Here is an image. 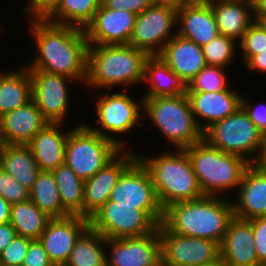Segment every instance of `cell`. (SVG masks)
<instances>
[{"label": "cell", "mask_w": 266, "mask_h": 266, "mask_svg": "<svg viewBox=\"0 0 266 266\" xmlns=\"http://www.w3.org/2000/svg\"><path fill=\"white\" fill-rule=\"evenodd\" d=\"M225 1H230V2H241V3H245L248 5H254L255 0H225Z\"/></svg>", "instance_id": "52"}, {"label": "cell", "mask_w": 266, "mask_h": 266, "mask_svg": "<svg viewBox=\"0 0 266 266\" xmlns=\"http://www.w3.org/2000/svg\"><path fill=\"white\" fill-rule=\"evenodd\" d=\"M50 219L30 199L11 206L10 224L17 235L38 240Z\"/></svg>", "instance_id": "33"}, {"label": "cell", "mask_w": 266, "mask_h": 266, "mask_svg": "<svg viewBox=\"0 0 266 266\" xmlns=\"http://www.w3.org/2000/svg\"><path fill=\"white\" fill-rule=\"evenodd\" d=\"M52 173L60 192L63 209L69 215L84 217V180L65 163Z\"/></svg>", "instance_id": "31"}, {"label": "cell", "mask_w": 266, "mask_h": 266, "mask_svg": "<svg viewBox=\"0 0 266 266\" xmlns=\"http://www.w3.org/2000/svg\"><path fill=\"white\" fill-rule=\"evenodd\" d=\"M238 52L242 56V62L245 64L253 55L260 54L266 50V31L254 21L242 39L238 42Z\"/></svg>", "instance_id": "37"}, {"label": "cell", "mask_w": 266, "mask_h": 266, "mask_svg": "<svg viewBox=\"0 0 266 266\" xmlns=\"http://www.w3.org/2000/svg\"><path fill=\"white\" fill-rule=\"evenodd\" d=\"M89 227V219L68 215L51 218L39 237L54 266H64L79 236Z\"/></svg>", "instance_id": "16"}, {"label": "cell", "mask_w": 266, "mask_h": 266, "mask_svg": "<svg viewBox=\"0 0 266 266\" xmlns=\"http://www.w3.org/2000/svg\"><path fill=\"white\" fill-rule=\"evenodd\" d=\"M200 266H229L225 260L220 256L216 260L200 265Z\"/></svg>", "instance_id": "50"}, {"label": "cell", "mask_w": 266, "mask_h": 266, "mask_svg": "<svg viewBox=\"0 0 266 266\" xmlns=\"http://www.w3.org/2000/svg\"><path fill=\"white\" fill-rule=\"evenodd\" d=\"M17 233L10 222L0 225V253L12 242Z\"/></svg>", "instance_id": "46"}, {"label": "cell", "mask_w": 266, "mask_h": 266, "mask_svg": "<svg viewBox=\"0 0 266 266\" xmlns=\"http://www.w3.org/2000/svg\"><path fill=\"white\" fill-rule=\"evenodd\" d=\"M196 123L204 132L241 107L242 94L230 88L218 92H187ZM202 120H200V119Z\"/></svg>", "instance_id": "20"}, {"label": "cell", "mask_w": 266, "mask_h": 266, "mask_svg": "<svg viewBox=\"0 0 266 266\" xmlns=\"http://www.w3.org/2000/svg\"><path fill=\"white\" fill-rule=\"evenodd\" d=\"M48 123L36 103L31 100L0 117L1 142L27 145Z\"/></svg>", "instance_id": "22"}, {"label": "cell", "mask_w": 266, "mask_h": 266, "mask_svg": "<svg viewBox=\"0 0 266 266\" xmlns=\"http://www.w3.org/2000/svg\"><path fill=\"white\" fill-rule=\"evenodd\" d=\"M177 8L176 3L156 1L137 15L129 45L149 56H158L177 34Z\"/></svg>", "instance_id": "11"}, {"label": "cell", "mask_w": 266, "mask_h": 266, "mask_svg": "<svg viewBox=\"0 0 266 266\" xmlns=\"http://www.w3.org/2000/svg\"><path fill=\"white\" fill-rule=\"evenodd\" d=\"M156 0H102V4L113 10H127L139 15L145 9L152 6Z\"/></svg>", "instance_id": "44"}, {"label": "cell", "mask_w": 266, "mask_h": 266, "mask_svg": "<svg viewBox=\"0 0 266 266\" xmlns=\"http://www.w3.org/2000/svg\"><path fill=\"white\" fill-rule=\"evenodd\" d=\"M252 225L259 264L266 266V216L248 220Z\"/></svg>", "instance_id": "41"}, {"label": "cell", "mask_w": 266, "mask_h": 266, "mask_svg": "<svg viewBox=\"0 0 266 266\" xmlns=\"http://www.w3.org/2000/svg\"><path fill=\"white\" fill-rule=\"evenodd\" d=\"M207 1L212 8L219 33L239 42L254 22L253 6L225 0Z\"/></svg>", "instance_id": "27"}, {"label": "cell", "mask_w": 266, "mask_h": 266, "mask_svg": "<svg viewBox=\"0 0 266 266\" xmlns=\"http://www.w3.org/2000/svg\"><path fill=\"white\" fill-rule=\"evenodd\" d=\"M143 114L175 149H185L203 140L187 94L143 98Z\"/></svg>", "instance_id": "6"}, {"label": "cell", "mask_w": 266, "mask_h": 266, "mask_svg": "<svg viewBox=\"0 0 266 266\" xmlns=\"http://www.w3.org/2000/svg\"><path fill=\"white\" fill-rule=\"evenodd\" d=\"M220 256L229 266H261L255 250L252 225L234 216L220 244Z\"/></svg>", "instance_id": "23"}, {"label": "cell", "mask_w": 266, "mask_h": 266, "mask_svg": "<svg viewBox=\"0 0 266 266\" xmlns=\"http://www.w3.org/2000/svg\"><path fill=\"white\" fill-rule=\"evenodd\" d=\"M32 83V100L49 123H65L69 111V86L75 81L42 70H28Z\"/></svg>", "instance_id": "13"}, {"label": "cell", "mask_w": 266, "mask_h": 266, "mask_svg": "<svg viewBox=\"0 0 266 266\" xmlns=\"http://www.w3.org/2000/svg\"><path fill=\"white\" fill-rule=\"evenodd\" d=\"M244 95H242L241 107L248 114L249 119L258 127V129L266 134V103L248 102ZM256 104V105H255Z\"/></svg>", "instance_id": "43"}, {"label": "cell", "mask_w": 266, "mask_h": 266, "mask_svg": "<svg viewBox=\"0 0 266 266\" xmlns=\"http://www.w3.org/2000/svg\"><path fill=\"white\" fill-rule=\"evenodd\" d=\"M245 69L255 70V72H260V74H266V50L260 52V54L253 55L246 63Z\"/></svg>", "instance_id": "45"}, {"label": "cell", "mask_w": 266, "mask_h": 266, "mask_svg": "<svg viewBox=\"0 0 266 266\" xmlns=\"http://www.w3.org/2000/svg\"><path fill=\"white\" fill-rule=\"evenodd\" d=\"M11 204L0 196V225L10 222Z\"/></svg>", "instance_id": "47"}, {"label": "cell", "mask_w": 266, "mask_h": 266, "mask_svg": "<svg viewBox=\"0 0 266 266\" xmlns=\"http://www.w3.org/2000/svg\"><path fill=\"white\" fill-rule=\"evenodd\" d=\"M227 68L206 65L188 84L187 92H218L226 90L230 85ZM227 74V75H226Z\"/></svg>", "instance_id": "36"}, {"label": "cell", "mask_w": 266, "mask_h": 266, "mask_svg": "<svg viewBox=\"0 0 266 266\" xmlns=\"http://www.w3.org/2000/svg\"><path fill=\"white\" fill-rule=\"evenodd\" d=\"M259 16H266V0H255V3L253 5L254 21Z\"/></svg>", "instance_id": "48"}, {"label": "cell", "mask_w": 266, "mask_h": 266, "mask_svg": "<svg viewBox=\"0 0 266 266\" xmlns=\"http://www.w3.org/2000/svg\"><path fill=\"white\" fill-rule=\"evenodd\" d=\"M0 167L29 191L41 172L28 145L2 144Z\"/></svg>", "instance_id": "28"}, {"label": "cell", "mask_w": 266, "mask_h": 266, "mask_svg": "<svg viewBox=\"0 0 266 266\" xmlns=\"http://www.w3.org/2000/svg\"><path fill=\"white\" fill-rule=\"evenodd\" d=\"M137 15L127 10H113L103 4L96 11L92 22L85 28L88 44H129Z\"/></svg>", "instance_id": "17"}, {"label": "cell", "mask_w": 266, "mask_h": 266, "mask_svg": "<svg viewBox=\"0 0 266 266\" xmlns=\"http://www.w3.org/2000/svg\"><path fill=\"white\" fill-rule=\"evenodd\" d=\"M106 257L107 266H161L158 227L148 235L106 239Z\"/></svg>", "instance_id": "15"}, {"label": "cell", "mask_w": 266, "mask_h": 266, "mask_svg": "<svg viewBox=\"0 0 266 266\" xmlns=\"http://www.w3.org/2000/svg\"><path fill=\"white\" fill-rule=\"evenodd\" d=\"M156 1H160V2H173V3H176V4H181L185 1H189V0H156Z\"/></svg>", "instance_id": "53"}, {"label": "cell", "mask_w": 266, "mask_h": 266, "mask_svg": "<svg viewBox=\"0 0 266 266\" xmlns=\"http://www.w3.org/2000/svg\"><path fill=\"white\" fill-rule=\"evenodd\" d=\"M126 89L121 92H113L110 94L107 91L95 100L96 126L86 124L97 134L113 141L121 149L127 147L126 141H122L120 137L126 135L131 130H134L137 125L143 123V97L139 100H134L132 96L127 94ZM141 118V119H140ZM96 127V128H95Z\"/></svg>", "instance_id": "9"}, {"label": "cell", "mask_w": 266, "mask_h": 266, "mask_svg": "<svg viewBox=\"0 0 266 266\" xmlns=\"http://www.w3.org/2000/svg\"><path fill=\"white\" fill-rule=\"evenodd\" d=\"M22 266H54L40 240H32Z\"/></svg>", "instance_id": "42"}, {"label": "cell", "mask_w": 266, "mask_h": 266, "mask_svg": "<svg viewBox=\"0 0 266 266\" xmlns=\"http://www.w3.org/2000/svg\"><path fill=\"white\" fill-rule=\"evenodd\" d=\"M63 123H48L27 144L40 171L52 172L64 164L65 145L69 131Z\"/></svg>", "instance_id": "25"}, {"label": "cell", "mask_w": 266, "mask_h": 266, "mask_svg": "<svg viewBox=\"0 0 266 266\" xmlns=\"http://www.w3.org/2000/svg\"><path fill=\"white\" fill-rule=\"evenodd\" d=\"M101 4L102 0H61L57 11L47 21L85 30Z\"/></svg>", "instance_id": "34"}, {"label": "cell", "mask_w": 266, "mask_h": 266, "mask_svg": "<svg viewBox=\"0 0 266 266\" xmlns=\"http://www.w3.org/2000/svg\"><path fill=\"white\" fill-rule=\"evenodd\" d=\"M109 200L141 211H164L148 170L136 158L120 175Z\"/></svg>", "instance_id": "14"}, {"label": "cell", "mask_w": 266, "mask_h": 266, "mask_svg": "<svg viewBox=\"0 0 266 266\" xmlns=\"http://www.w3.org/2000/svg\"><path fill=\"white\" fill-rule=\"evenodd\" d=\"M137 158L148 170L163 209L176 202L204 196L184 149L163 150L150 157L137 153Z\"/></svg>", "instance_id": "4"}, {"label": "cell", "mask_w": 266, "mask_h": 266, "mask_svg": "<svg viewBox=\"0 0 266 266\" xmlns=\"http://www.w3.org/2000/svg\"><path fill=\"white\" fill-rule=\"evenodd\" d=\"M233 218L231 199L223 196H203L166 207L162 224L170 232L186 237L209 239L221 244Z\"/></svg>", "instance_id": "2"}, {"label": "cell", "mask_w": 266, "mask_h": 266, "mask_svg": "<svg viewBox=\"0 0 266 266\" xmlns=\"http://www.w3.org/2000/svg\"><path fill=\"white\" fill-rule=\"evenodd\" d=\"M158 56L187 85L207 65L202 47L178 34L166 43Z\"/></svg>", "instance_id": "24"}, {"label": "cell", "mask_w": 266, "mask_h": 266, "mask_svg": "<svg viewBox=\"0 0 266 266\" xmlns=\"http://www.w3.org/2000/svg\"><path fill=\"white\" fill-rule=\"evenodd\" d=\"M136 154L135 151L122 149L94 176L84 181L85 218L89 219L109 200L120 175L137 158Z\"/></svg>", "instance_id": "18"}, {"label": "cell", "mask_w": 266, "mask_h": 266, "mask_svg": "<svg viewBox=\"0 0 266 266\" xmlns=\"http://www.w3.org/2000/svg\"><path fill=\"white\" fill-rule=\"evenodd\" d=\"M29 22L27 29L38 53L27 63V69L63 75L84 85L89 46L85 30L49 21Z\"/></svg>", "instance_id": "1"}, {"label": "cell", "mask_w": 266, "mask_h": 266, "mask_svg": "<svg viewBox=\"0 0 266 266\" xmlns=\"http://www.w3.org/2000/svg\"><path fill=\"white\" fill-rule=\"evenodd\" d=\"M150 56L125 45L89 44L87 51V76L84 86L97 89L126 88L141 85L144 66Z\"/></svg>", "instance_id": "3"}, {"label": "cell", "mask_w": 266, "mask_h": 266, "mask_svg": "<svg viewBox=\"0 0 266 266\" xmlns=\"http://www.w3.org/2000/svg\"><path fill=\"white\" fill-rule=\"evenodd\" d=\"M64 266H107L106 238L89 226L76 240Z\"/></svg>", "instance_id": "30"}, {"label": "cell", "mask_w": 266, "mask_h": 266, "mask_svg": "<svg viewBox=\"0 0 266 266\" xmlns=\"http://www.w3.org/2000/svg\"><path fill=\"white\" fill-rule=\"evenodd\" d=\"M254 164L266 171V134L263 137L261 151Z\"/></svg>", "instance_id": "49"}, {"label": "cell", "mask_w": 266, "mask_h": 266, "mask_svg": "<svg viewBox=\"0 0 266 266\" xmlns=\"http://www.w3.org/2000/svg\"><path fill=\"white\" fill-rule=\"evenodd\" d=\"M184 150L204 196L221 197L226 192L229 193V190L236 192L245 170L250 165L244 158L222 152L204 139Z\"/></svg>", "instance_id": "5"}, {"label": "cell", "mask_w": 266, "mask_h": 266, "mask_svg": "<svg viewBox=\"0 0 266 266\" xmlns=\"http://www.w3.org/2000/svg\"><path fill=\"white\" fill-rule=\"evenodd\" d=\"M255 21L266 31V16H259Z\"/></svg>", "instance_id": "51"}, {"label": "cell", "mask_w": 266, "mask_h": 266, "mask_svg": "<svg viewBox=\"0 0 266 266\" xmlns=\"http://www.w3.org/2000/svg\"><path fill=\"white\" fill-rule=\"evenodd\" d=\"M29 199L50 218H62L69 214L63 209L60 192L52 172L41 171L32 189Z\"/></svg>", "instance_id": "32"}, {"label": "cell", "mask_w": 266, "mask_h": 266, "mask_svg": "<svg viewBox=\"0 0 266 266\" xmlns=\"http://www.w3.org/2000/svg\"><path fill=\"white\" fill-rule=\"evenodd\" d=\"M177 34L204 46L220 33L207 0H189L178 4Z\"/></svg>", "instance_id": "19"}, {"label": "cell", "mask_w": 266, "mask_h": 266, "mask_svg": "<svg viewBox=\"0 0 266 266\" xmlns=\"http://www.w3.org/2000/svg\"><path fill=\"white\" fill-rule=\"evenodd\" d=\"M31 241L32 239L16 235L0 253L1 266H22Z\"/></svg>", "instance_id": "39"}, {"label": "cell", "mask_w": 266, "mask_h": 266, "mask_svg": "<svg viewBox=\"0 0 266 266\" xmlns=\"http://www.w3.org/2000/svg\"><path fill=\"white\" fill-rule=\"evenodd\" d=\"M161 266H200L220 257V244L204 238L186 237L158 225Z\"/></svg>", "instance_id": "12"}, {"label": "cell", "mask_w": 266, "mask_h": 266, "mask_svg": "<svg viewBox=\"0 0 266 266\" xmlns=\"http://www.w3.org/2000/svg\"><path fill=\"white\" fill-rule=\"evenodd\" d=\"M143 84L148 86L142 97L179 96L187 94L188 85L159 57L150 56L144 66Z\"/></svg>", "instance_id": "26"}, {"label": "cell", "mask_w": 266, "mask_h": 266, "mask_svg": "<svg viewBox=\"0 0 266 266\" xmlns=\"http://www.w3.org/2000/svg\"><path fill=\"white\" fill-rule=\"evenodd\" d=\"M13 71L0 72V117L32 100L31 77L26 65Z\"/></svg>", "instance_id": "29"}, {"label": "cell", "mask_w": 266, "mask_h": 266, "mask_svg": "<svg viewBox=\"0 0 266 266\" xmlns=\"http://www.w3.org/2000/svg\"><path fill=\"white\" fill-rule=\"evenodd\" d=\"M238 42L233 38L219 34L202 46L207 65L228 68L236 56Z\"/></svg>", "instance_id": "35"}, {"label": "cell", "mask_w": 266, "mask_h": 266, "mask_svg": "<svg viewBox=\"0 0 266 266\" xmlns=\"http://www.w3.org/2000/svg\"><path fill=\"white\" fill-rule=\"evenodd\" d=\"M232 200L234 216L244 220L266 216V171L255 164L245 170Z\"/></svg>", "instance_id": "21"}, {"label": "cell", "mask_w": 266, "mask_h": 266, "mask_svg": "<svg viewBox=\"0 0 266 266\" xmlns=\"http://www.w3.org/2000/svg\"><path fill=\"white\" fill-rule=\"evenodd\" d=\"M163 214L164 211H141L108 200L89 218V226L106 239L137 237L154 232L162 223Z\"/></svg>", "instance_id": "10"}, {"label": "cell", "mask_w": 266, "mask_h": 266, "mask_svg": "<svg viewBox=\"0 0 266 266\" xmlns=\"http://www.w3.org/2000/svg\"><path fill=\"white\" fill-rule=\"evenodd\" d=\"M0 196L11 205L29 200V190L0 167Z\"/></svg>", "instance_id": "38"}, {"label": "cell", "mask_w": 266, "mask_h": 266, "mask_svg": "<svg viewBox=\"0 0 266 266\" xmlns=\"http://www.w3.org/2000/svg\"><path fill=\"white\" fill-rule=\"evenodd\" d=\"M264 134L240 107L235 113L213 123L203 139L222 152L234 154L254 164L261 151Z\"/></svg>", "instance_id": "8"}, {"label": "cell", "mask_w": 266, "mask_h": 266, "mask_svg": "<svg viewBox=\"0 0 266 266\" xmlns=\"http://www.w3.org/2000/svg\"><path fill=\"white\" fill-rule=\"evenodd\" d=\"M68 130L64 163L84 181L94 176L122 150L81 120L79 125Z\"/></svg>", "instance_id": "7"}, {"label": "cell", "mask_w": 266, "mask_h": 266, "mask_svg": "<svg viewBox=\"0 0 266 266\" xmlns=\"http://www.w3.org/2000/svg\"><path fill=\"white\" fill-rule=\"evenodd\" d=\"M61 0H29L23 12L30 21H47L58 9Z\"/></svg>", "instance_id": "40"}]
</instances>
